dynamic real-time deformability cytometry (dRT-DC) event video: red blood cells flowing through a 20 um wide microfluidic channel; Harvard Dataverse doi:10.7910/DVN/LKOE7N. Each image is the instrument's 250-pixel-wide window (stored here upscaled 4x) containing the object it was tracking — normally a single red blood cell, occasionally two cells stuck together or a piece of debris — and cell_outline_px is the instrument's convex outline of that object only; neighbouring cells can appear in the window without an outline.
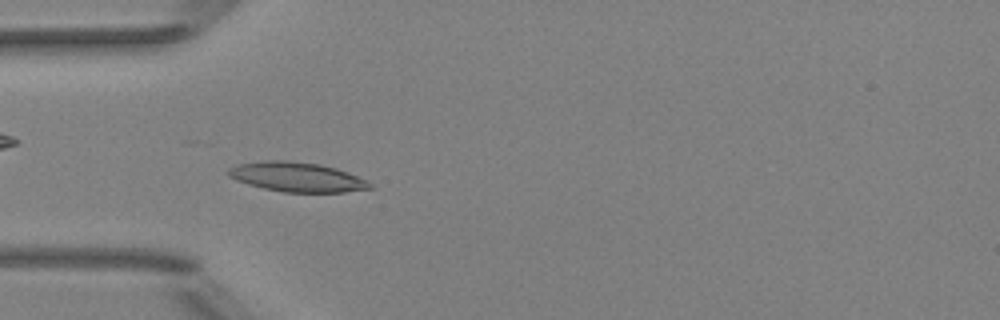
{"species": "Egyptian fruit bat (a non-hibernating species)", "species_latin": "Rousettus aegyptiacus", "temperature_condition": "room temperature", "stored_images_in_passage": 50, "camera_frame_rate_fps": 3000, "um_per_image_px": 0.085, "animal": {"sex": "female"}, "frame": {"image": 1, "passage_image": 15, "time_ms": 4.667, "image_size_px": [1000, 320], "cell_outline_px": [[372, 188], [344, 192], [284, 192], [264, 188], [248, 184], [236, 180], [228, 176], [228, 168], [236, 164], [268, 160], [288, 160], [320, 164], [336, 168], [348, 172], [368, 180], [372, 184]], "centroid_in_image_um": [25.25, 15.04], "position_along_channel_um": 59.8, "area_um2": 24.45}}
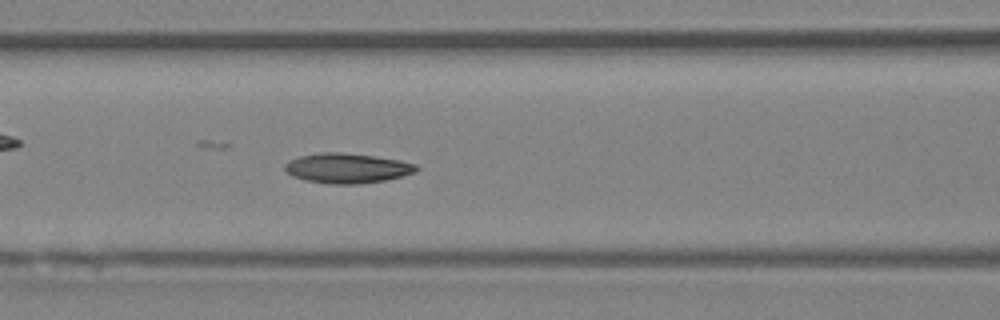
{"frame": {"image": 2, "passage_image": 21, "time_ms": 6.667, "image_size_px": [1000, 320], "cell_outline_px": [[420, 168], [416, 172], [384, 180], [360, 184], [328, 184], [304, 180], [292, 176], [284, 168], [284, 164], [288, 160], [300, 156], [320, 152], [340, 152], [372, 156], [400, 160], [416, 164]], "centroid_in_image_um": [29.48, 14.29], "position_along_channel_um": 137.1, "area_um2": 22.95}}
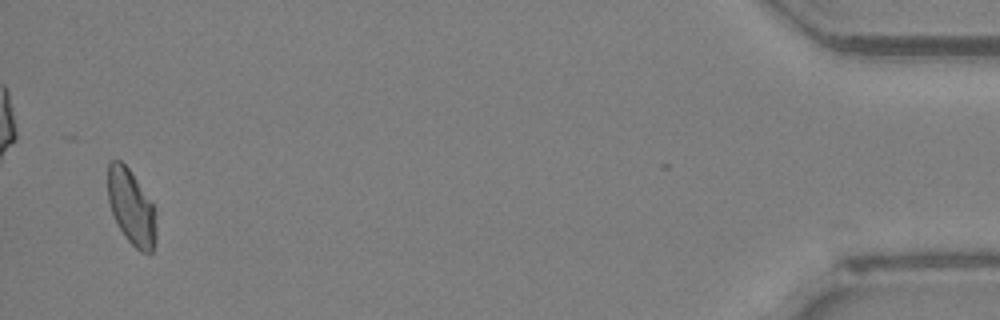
{"frame": {"image": 3, "passage_image": 49, "time_ms": 16.0, "image_size_px": [1000, 320], "cell_outline_px": [[156, 240], [152, 252], [140, 252], [124, 236], [112, 212], [108, 200], [108, 164], [112, 160], [120, 160], [128, 168], [152, 204], [156, 232]], "centroid_in_image_um": [11.14, 17.63], "position_along_channel_um": 424.1, "area_um2": 20.58}, "authors_computed_cell_mechanics": {"area_um2": 22.2241, "velocity_mm_per_s": 4.005, "shape_relaxation_time_tau1_ms": 3.8632, "shape_relaxation_time_tau2_ms": 3.7492, "deformation_change_tau1": 0.1149, "deformation_change_tau2": 0.0831}}